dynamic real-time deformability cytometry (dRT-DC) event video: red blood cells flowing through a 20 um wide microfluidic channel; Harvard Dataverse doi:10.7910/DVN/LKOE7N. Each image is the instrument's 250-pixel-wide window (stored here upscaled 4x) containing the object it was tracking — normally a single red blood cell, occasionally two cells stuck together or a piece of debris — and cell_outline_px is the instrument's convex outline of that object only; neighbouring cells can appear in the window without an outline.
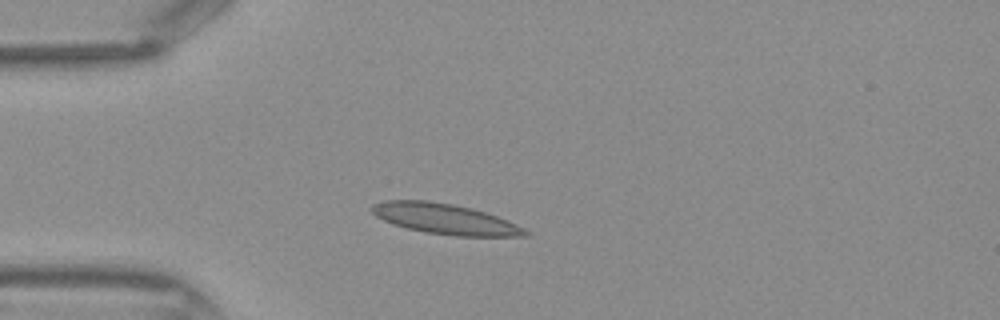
{"species": "Egyptian fruit bat (a non-hibernating species)", "species_latin": "Rousettus aegyptiacus", "temperature_condition": "warm", "stored_images_in_passage": 33, "camera_frame_rate_fps": 3000, "um_per_image_px": 0.085, "frame": {"image": 1, "passage_image": 1, "time_ms": 0.0, "image_size_px": [1000, 320], "cell_outline_px": [[532, 232], [528, 236], [456, 236], [424, 232], [392, 224], [376, 216], [368, 208], [372, 204], [384, 200], [428, 200], [452, 204], [472, 208], [508, 220]], "centroid_in_image_um": [37.81, 18.6], "position_along_channel_um": 47.2, "area_um2": 27.34}}
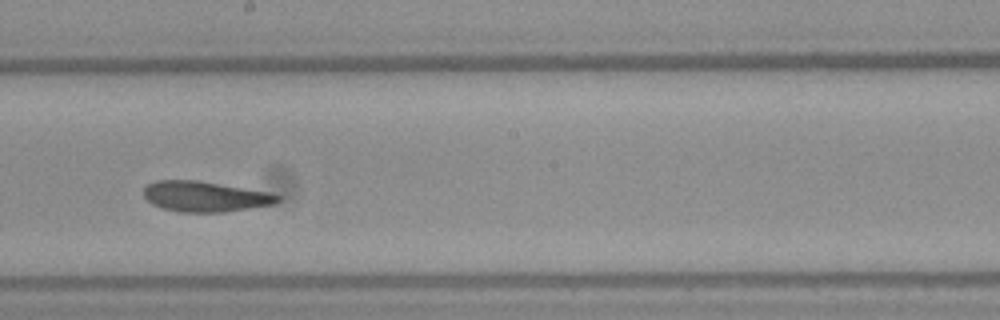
{"frame": {"image": 2, "passage_image": 14, "time_ms": 4.333, "image_size_px": [1000, 320], "cell_outline_px": [[280, 200], [276, 204], [224, 212], [180, 212], [164, 208], [152, 204], [144, 196], [144, 188], [148, 184], [156, 180], [200, 180], [272, 192], [280, 196]], "centroid_in_image_um": [17.48, 16.69], "position_along_channel_um": 230.7, "area_um2": 23.99}}
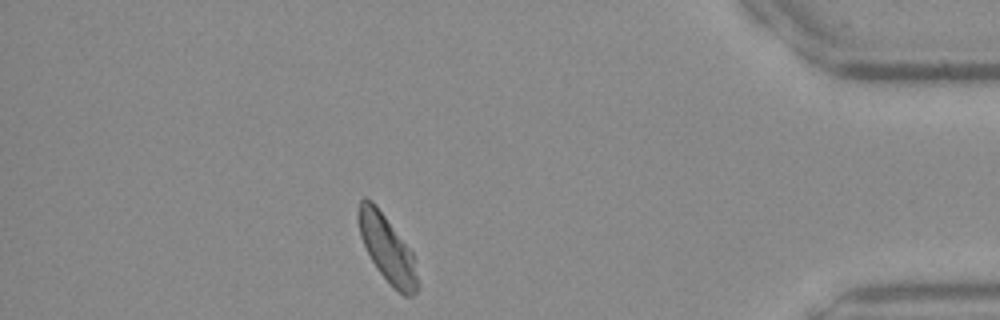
{"frame": {"image": 3, "passage_image": 28, "time_ms": 9.0, "image_size_px": [1000, 320], "cell_outline_px": [[420, 288], [412, 296], [404, 296], [376, 268], [360, 236], [356, 216], [356, 212], [360, 200], [364, 196], [372, 200], [412, 252], [420, 284]], "centroid_in_image_um": [32.9, 21.11], "position_along_channel_um": 402.3, "area_um2": 22.77}}